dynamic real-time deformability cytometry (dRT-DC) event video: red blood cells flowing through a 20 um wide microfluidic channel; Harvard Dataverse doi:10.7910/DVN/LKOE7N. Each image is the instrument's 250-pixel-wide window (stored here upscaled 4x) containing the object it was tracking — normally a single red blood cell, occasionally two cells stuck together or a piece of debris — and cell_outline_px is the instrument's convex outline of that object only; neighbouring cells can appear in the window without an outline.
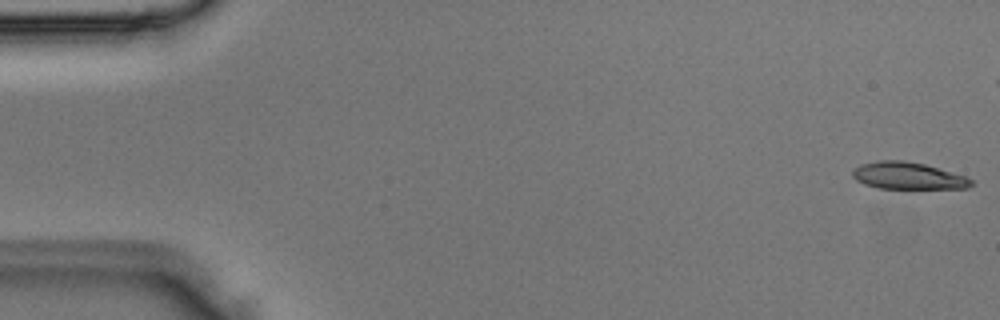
{"species": "Egyptian fruit bat (a non-hibernating species)", "species_latin": "Rousettus aegyptiacus", "temperature_condition": "room temperature", "stored_images_in_passage": 4, "segment_of_instrument_passage": [2, 2], "camera_frame_rate_fps": 3000, "um_per_image_px": 0.085, "animal": {"sex": "male"}, "frame": {"image": 1, "passage_image": 4, "time_ms": 1.0, "image_size_px": [1000, 320], "cell_outline_px": [[976, 184], [968, 188], [880, 188], [864, 184], [856, 180], [852, 176], [852, 172], [860, 164], [880, 160], [904, 160], [924, 164], [964, 176], [972, 180]], "centroid_in_image_um": [77.17, 14.94], "position_along_channel_um": 7.8, "area_um2": 18.5}}